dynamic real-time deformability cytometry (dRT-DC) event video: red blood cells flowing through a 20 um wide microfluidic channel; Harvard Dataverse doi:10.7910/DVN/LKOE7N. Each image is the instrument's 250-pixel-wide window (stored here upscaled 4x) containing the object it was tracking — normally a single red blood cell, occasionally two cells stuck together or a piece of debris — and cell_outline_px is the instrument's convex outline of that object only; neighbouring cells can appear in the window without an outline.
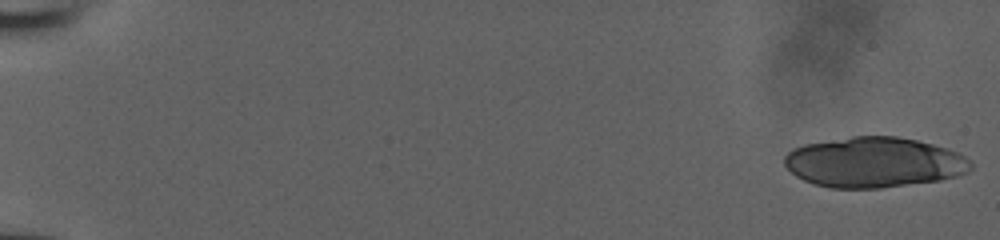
{"species": "human", "species_latin": "Homo sapiens", "temperature_condition": "room temperature", "stored_images_in_passage": 20, "camera_frame_rate_fps": 3000, "um_per_image_px": 0.085, "donor": {"sex": "male"}, "frame": {"image": 1, "passage_image": 1, "time_ms": 0.0, "image_size_px": [1000, 240], "cell_outline_px": [[972, 168], [968, 172], [956, 176], [940, 180], [880, 188], [832, 188], [812, 184], [796, 176], [784, 164], [784, 156], [792, 148], [804, 144], [852, 136], [896, 136], [916, 140], [932, 144], [956, 152], [964, 156], [972, 164]], "centroid_in_image_um": [74.26, 13.8], "position_along_channel_um": 10.7, "area_um2": 54.56}}
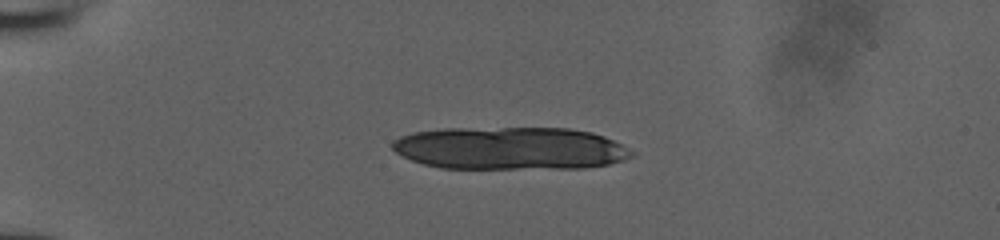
{"frame": {"image": 2, "passage_image": 14, "time_ms": 4.333, "image_size_px": [1000, 240], "cell_outline_px": [[636, 156], [624, 160], [608, 164], [584, 168], [440, 168], [424, 164], [412, 160], [396, 152], [392, 148], [392, 140], [400, 136], [412, 132], [444, 128], [568, 128], [592, 132], [604, 136], [636, 152]], "centroid_in_image_um": [43.38, 12.6], "position_along_channel_um": 41.6, "area_um2": 59.82}}